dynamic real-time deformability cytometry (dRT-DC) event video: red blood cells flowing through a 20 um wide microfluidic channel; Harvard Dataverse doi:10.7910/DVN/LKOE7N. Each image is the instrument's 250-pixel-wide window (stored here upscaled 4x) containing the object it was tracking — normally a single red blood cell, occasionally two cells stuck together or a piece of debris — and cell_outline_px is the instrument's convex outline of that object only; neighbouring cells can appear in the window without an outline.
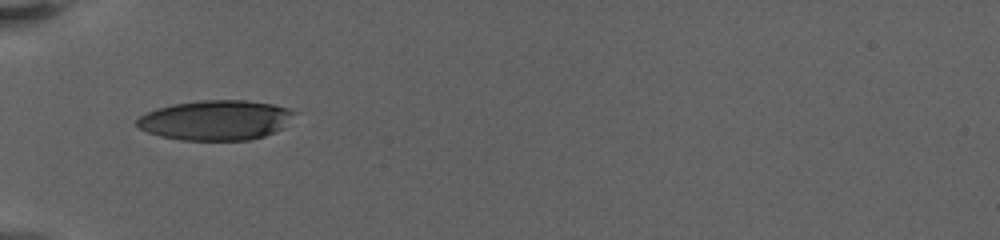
{"species": "human", "species_latin": "Homo sapiens", "temperature_condition": "warm", "stored_images_in_passage": 76, "camera_frame_rate_fps": 3000, "um_per_image_px": 0.085, "donor": {"sex": "female"}, "frame": {"image": 1, "passage_image": 1, "time_ms": 0.0, "image_size_px": [1000, 240], "cell_outline_px": [[300, 112], [284, 128], [264, 136], [248, 140], [184, 140], [160, 136], [148, 132], [140, 128], [136, 124], [136, 120], [140, 116], [156, 108], [172, 104], [200, 100], [244, 100], [272, 104], [288, 108]], "centroid_in_image_um": [18.4, 10.21], "position_along_channel_um": 66.6, "area_um2": 36.88}}
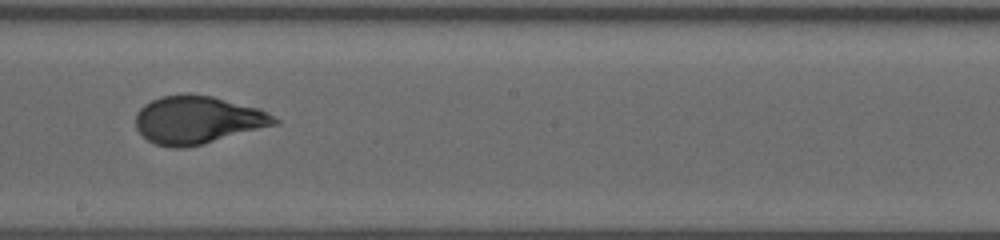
{"frame": {"image": 2, "passage_image": 33, "time_ms": 5.333, "image_size_px": [1000, 240], "cell_outline_px": [[280, 124], [184, 148], [172, 148], [156, 144], [148, 140], [136, 128], [136, 112], [144, 104], [160, 96], [188, 92], [212, 96], [260, 108], [280, 120]], "centroid_in_image_um": [16.8, 10.17], "position_along_channel_um": 231.4, "area_um2": 38.9}}
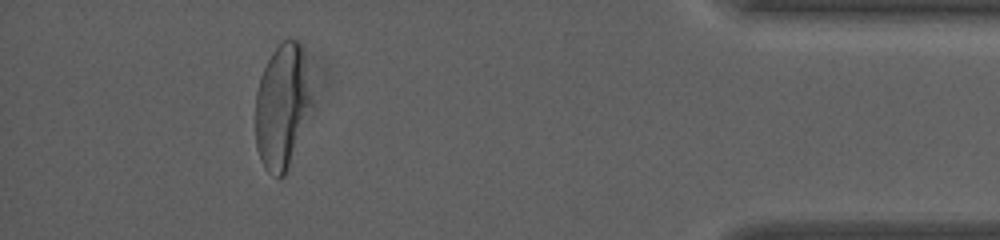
{"frame": {"image": 3, "passage_image": 66, "time_ms": 12.333, "image_size_px": [1000, 240], "cell_outline_px": [[316, 108], [284, 176], [276, 176], [268, 172], [264, 168], [260, 160], [256, 148], [256, 92], [260, 76], [272, 52], [284, 40], [296, 40], [300, 44], [304, 52]], "centroid_in_image_um": [24.05, 9.07], "position_along_channel_um": 411.1, "area_um2": 42.19}, "authors_computed_cell_mechanics": {"area_um2": 38.6104, "velocity_mm_per_s": 3.1865, "shape_relaxation_time_tau1_ms": 7.5375, "shape_relaxation_time_tau2_ms": null, "deformation_change_tau1": 0.2341, "deformation_change_tau2": null}}